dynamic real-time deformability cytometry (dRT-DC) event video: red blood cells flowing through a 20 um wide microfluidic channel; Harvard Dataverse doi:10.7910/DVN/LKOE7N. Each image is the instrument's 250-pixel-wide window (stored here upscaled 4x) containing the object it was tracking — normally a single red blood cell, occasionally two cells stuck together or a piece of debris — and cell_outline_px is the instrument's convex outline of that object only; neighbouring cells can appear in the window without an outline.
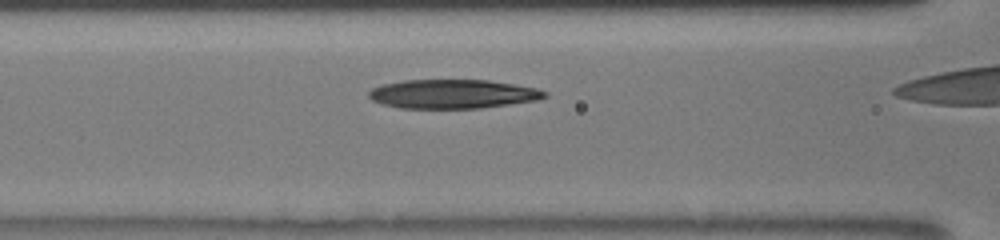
{"species": "human", "species_latin": "Homo sapiens", "temperature_condition": "room temperature", "stored_images_in_passage": 36, "camera_frame_rate_fps": 3000, "um_per_image_px": 0.085, "donor": {"sex": "male"}, "frame": {"image": 1, "passage_image": 13, "time_ms": 2.0, "image_size_px": [1000, 240], "cell_outline_px": [[548, 96], [536, 100], [480, 108], [400, 108], [384, 104], [372, 100], [368, 96], [368, 92], [372, 88], [384, 84], [404, 80], [488, 80], [536, 88], [548, 92]], "centroid_in_image_um": [38.47, 7.98], "position_along_channel_um": 128.1, "area_um2": 29.54}}
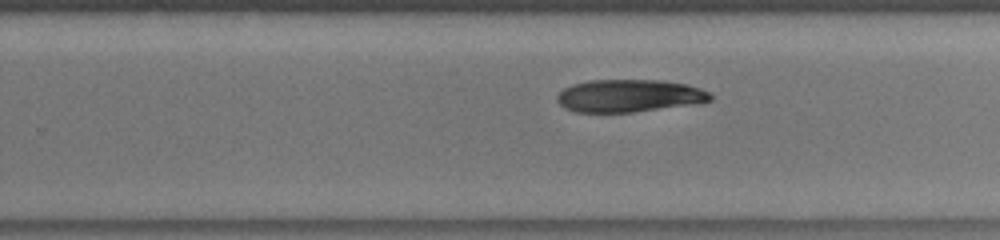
{"frame": {"image": 2, "passage_image": 25, "time_ms": 5.667, "image_size_px": [1000, 240], "cell_outline_px": [[712, 100], [696, 104], [632, 112], [576, 112], [564, 108], [556, 100], [556, 96], [564, 88], [572, 84], [588, 80], [660, 80], [684, 84], [700, 88], [708, 92], [712, 96]], "centroid_in_image_um": [53.45, 8.14], "position_along_channel_um": 276.3, "area_um2": 29.13}}
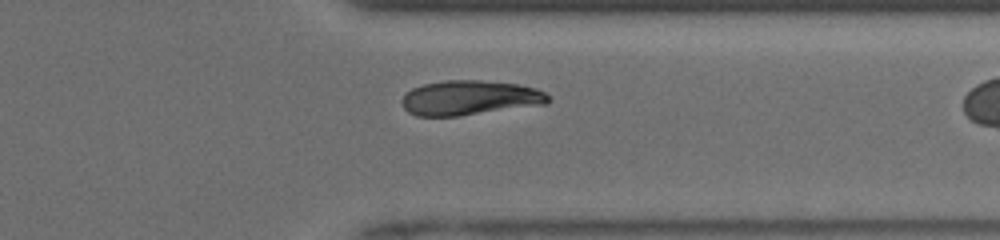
{"frame": {"image": 3, "passage_image": 35, "time_ms": 8.0, "image_size_px": [1000, 240], "cell_outline_px": [[552, 100], [544, 104], [456, 116], [416, 116], [408, 112], [404, 108], [400, 100], [412, 88], [424, 84], [444, 80], [480, 80], [516, 84], [536, 88], [544, 92]], "centroid_in_image_um": [39.9, 8.31], "position_along_channel_um": 371.5, "area_um2": 29.36}}